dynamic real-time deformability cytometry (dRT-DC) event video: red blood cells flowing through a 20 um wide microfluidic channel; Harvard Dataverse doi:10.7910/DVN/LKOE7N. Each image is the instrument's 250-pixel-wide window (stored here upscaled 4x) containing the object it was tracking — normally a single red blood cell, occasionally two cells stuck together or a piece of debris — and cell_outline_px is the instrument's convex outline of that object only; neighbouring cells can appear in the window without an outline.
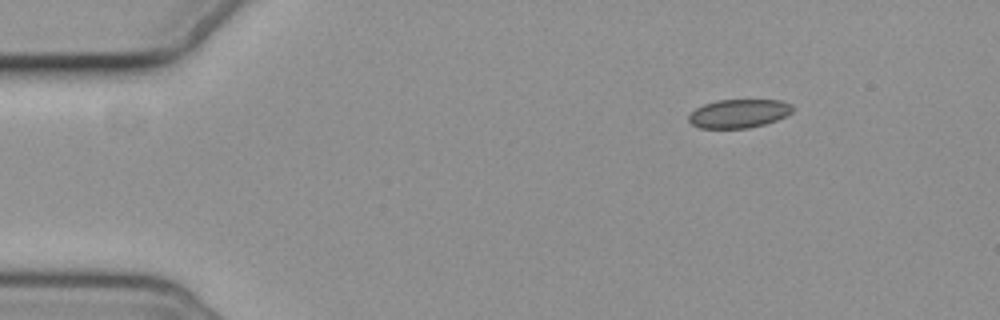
{"species": "common noctule bat (a hibernating species)", "species_latin": "Nyctalus noctula", "temperature_condition": "cold", "stored_images_in_passage": 3, "camera_frame_rate_fps": 3000, "um_per_image_px": 0.085, "animal": {"sex": "female", "body_mass_g": 19.3, "forearm_length_mm": 54.1}, "frame": {"image": 1, "passage_image": 1, "time_ms": 0.0, "image_size_px": [1000, 320], "cell_outline_px": [[796, 108], [792, 112], [776, 120], [764, 124], [748, 128], [700, 128], [692, 124], [688, 120], [688, 116], [696, 108], [704, 104], [716, 100], [780, 100], [792, 104]], "centroid_in_image_um": [62.81, 9.64], "position_along_channel_um": 22.2, "area_um2": 17.34}}
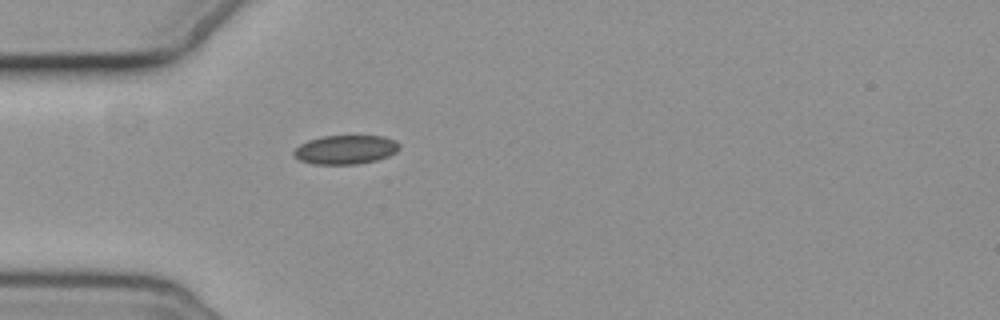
{"frame": {"image": 2, "passage_image": 3, "time_ms": 3.0, "image_size_px": [1000, 320], "cell_outline_px": [[400, 148], [396, 152], [388, 156], [376, 160], [356, 164], [312, 164], [300, 160], [292, 156], [292, 152], [300, 144], [308, 140], [324, 136], [384, 136], [396, 140], [400, 144]], "centroid_in_image_um": [29.37, 12.72], "position_along_channel_um": 55.6, "area_um2": 17.92}}